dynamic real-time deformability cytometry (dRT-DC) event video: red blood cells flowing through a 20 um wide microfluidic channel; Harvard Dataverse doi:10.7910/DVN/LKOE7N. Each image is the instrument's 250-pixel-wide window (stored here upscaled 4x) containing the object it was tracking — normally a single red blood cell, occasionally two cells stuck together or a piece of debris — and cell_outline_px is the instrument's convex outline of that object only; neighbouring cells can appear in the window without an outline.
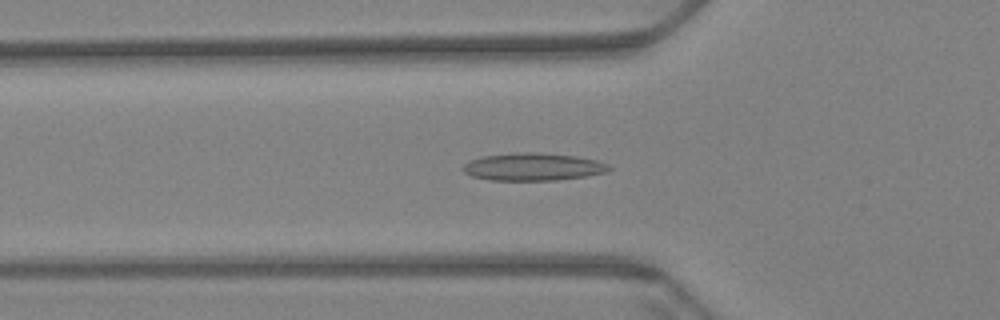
{"species": "Egyptian fruit bat (a non-hibernating species)", "species_latin": "Rousettus aegyptiacus", "temperature_condition": "warm", "stored_images_in_passage": 60, "camera_frame_rate_fps": 3000, "um_per_image_px": 0.085, "animal": {"sex": "female"}, "frame": {"image": 1, "passage_image": 21, "time_ms": 6.667, "image_size_px": [1000, 320], "cell_outline_px": [[612, 168], [608, 172], [584, 176], [556, 180], [492, 180], [472, 176], [464, 172], [464, 164], [468, 160], [480, 156], [516, 152], [540, 152], [576, 156], [596, 160], [608, 164]], "centroid_in_image_um": [45.3, 14.16], "position_along_channel_um": 80.5, "area_um2": 23.58}}
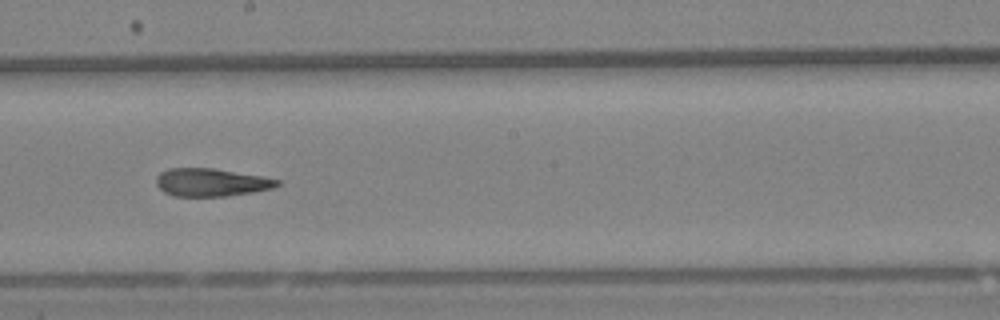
{"frame": {"image": 2, "passage_image": 34, "time_ms": 11.0, "image_size_px": [1000, 320], "cell_outline_px": [[280, 184], [272, 188], [252, 192], [224, 196], [176, 196], [164, 192], [156, 184], [156, 176], [160, 172], [168, 168], [212, 168], [260, 176], [280, 180]], "centroid_in_image_um": [17.91, 15.49], "position_along_channel_um": 230.3, "area_um2": 19.48}}
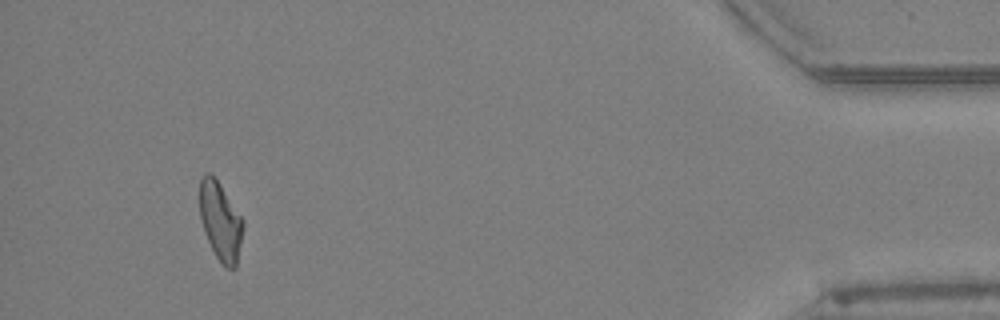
{"frame": {"image": 3, "passage_image": 56, "time_ms": 18.333, "image_size_px": [1000, 320], "cell_outline_px": [[244, 224], [236, 268], [224, 268], [216, 256], [204, 232], [200, 220], [200, 176], [208, 172], [220, 184], [244, 220]], "centroid_in_image_um": [18.74, 18.82], "position_along_channel_um": 416.5, "area_um2": 19.77}, "authors_computed_cell_mechanics": {"area_um2": 20.9814, "velocity_mm_per_s": 3.4616, "shape_relaxation_time_tau1_ms": null, "shape_relaxation_time_tau2_ms": 3.0738, "deformation_change_tau1": null, "deformation_change_tau2": 0.1209}}